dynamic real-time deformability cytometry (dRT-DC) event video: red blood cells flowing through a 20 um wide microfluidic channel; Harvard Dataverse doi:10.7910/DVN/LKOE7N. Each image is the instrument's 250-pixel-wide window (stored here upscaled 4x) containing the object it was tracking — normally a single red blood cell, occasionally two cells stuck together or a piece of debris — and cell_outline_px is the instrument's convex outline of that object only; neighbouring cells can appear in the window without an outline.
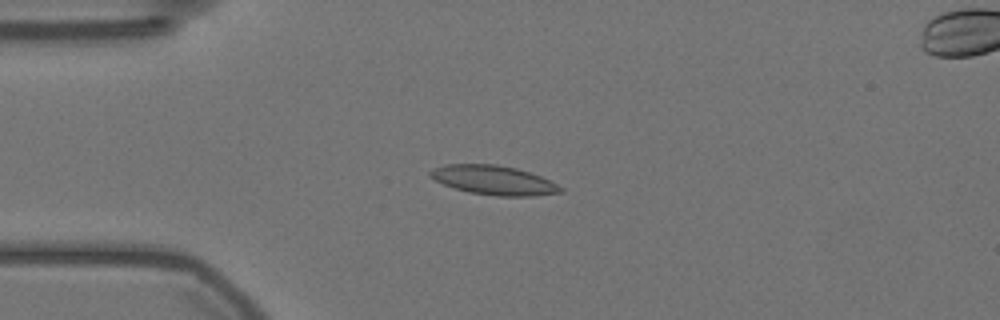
{"species": "Egyptian fruit bat (a non-hibernating species)", "species_latin": "Rousettus aegyptiacus", "temperature_condition": "warm", "stored_images_in_passage": 52, "camera_frame_rate_fps": 3000, "um_per_image_px": 0.085, "animal": {"sex": "female"}, "frame": {"image": 1, "passage_image": 9, "time_ms": 2.667, "image_size_px": [1000, 320], "cell_outline_px": [[564, 192], [532, 196], [496, 196], [468, 192], [444, 184], [428, 176], [428, 172], [432, 168], [444, 164], [496, 164], [516, 168], [540, 176], [564, 188]], "centroid_in_image_um": [41.94, 15.31], "position_along_channel_um": 43.1, "area_um2": 22.2}}
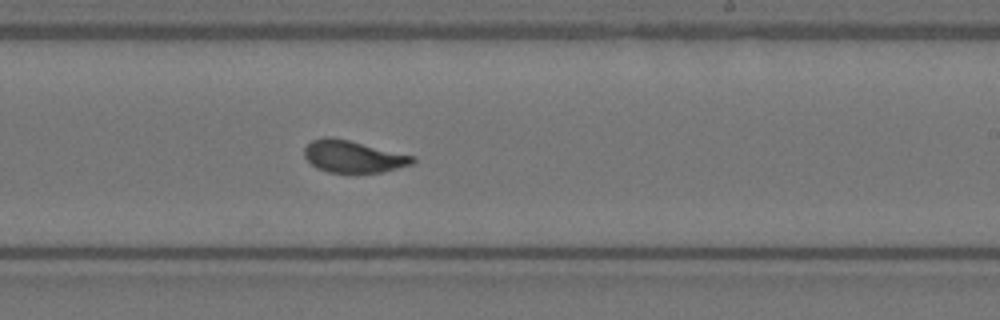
{"frame": {"image": 2, "passage_image": 29, "time_ms": 9.333, "image_size_px": [1000, 320], "cell_outline_px": [[416, 160], [412, 164], [380, 172], [328, 172], [316, 168], [304, 156], [304, 148], [312, 140], [324, 136], [332, 136], [416, 156]], "centroid_in_image_um": [30.01, 13.29], "position_along_channel_um": 259.0, "area_um2": 20.17}}
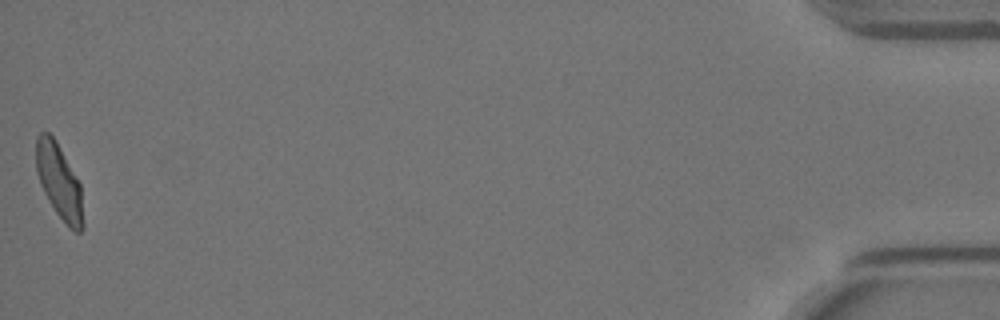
{"frame": {"image": 3, "passage_image": 52, "time_ms": 17.0, "image_size_px": [1000, 320], "cell_outline_px": [[84, 228], [80, 232], [76, 232], [68, 228], [56, 212], [44, 192], [40, 184], [36, 172], [36, 136], [40, 132], [48, 132], [56, 140], [80, 184], [84, 224]], "centroid_in_image_um": [5.02, 15.45], "position_along_channel_um": 430.2, "area_um2": 20.46}, "authors_computed_cell_mechanics": {"area_um2": 20.4612, "velocity_mm_per_s": 3.5206, "shape_relaxation_time_tau1_ms": 4.0015, "shape_relaxation_time_tau2_ms": 0.7902, "deformation_change_tau1": 0.1278, "deformation_change_tau2": 0.0538}}